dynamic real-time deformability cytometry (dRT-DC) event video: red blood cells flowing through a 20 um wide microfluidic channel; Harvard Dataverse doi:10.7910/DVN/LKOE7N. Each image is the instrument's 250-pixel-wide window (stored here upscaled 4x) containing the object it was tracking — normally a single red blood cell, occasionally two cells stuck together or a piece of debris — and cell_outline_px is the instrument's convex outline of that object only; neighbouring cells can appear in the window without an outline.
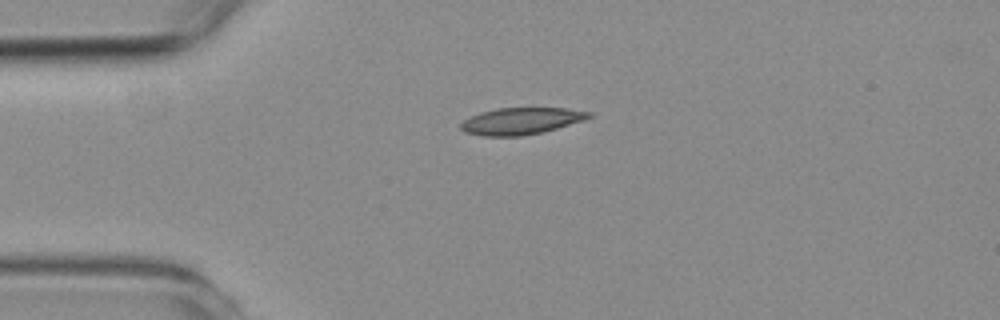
{"species": "common noctule bat (a hibernating species)", "species_latin": "Nyctalus noctula", "temperature_condition": "room temperature", "stored_images_in_passage": 45, "camera_frame_rate_fps": 3000, "um_per_image_px": 0.085, "animal": {"sex": "female", "body_mass_g": 19.3, "forearm_length_mm": 54.1}, "frame": {"image": 1, "passage_image": 1, "time_ms": 0.0, "image_size_px": [1000, 320], "cell_outline_px": [[592, 116], [584, 120], [544, 132], [520, 136], [484, 136], [464, 132], [460, 128], [460, 124], [464, 120], [480, 112], [496, 108], [564, 108], [592, 112]], "centroid_in_image_um": [44.29, 10.29], "position_along_channel_um": 40.7, "area_um2": 20.0}}
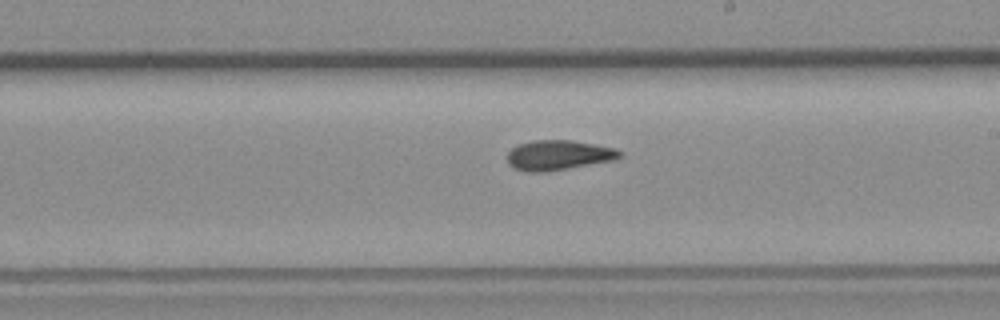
{"frame": {"image": 2, "passage_image": 20, "time_ms": 6.333, "image_size_px": [1000, 320], "cell_outline_px": [[624, 156], [612, 160], [548, 172], [528, 172], [512, 168], [508, 164], [508, 152], [512, 148], [520, 144], [532, 140], [572, 140], [616, 148], [624, 152]], "centroid_in_image_um": [47.48, 13.19], "position_along_channel_um": 241.5, "area_um2": 19.77}}
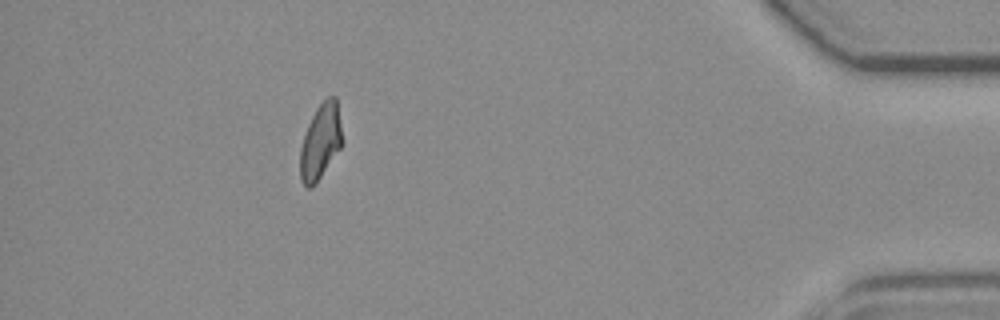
{"frame": {"image": 3, "passage_image": 39, "time_ms": 12.667, "image_size_px": [1000, 320], "cell_outline_px": [[340, 148], [312, 188], [308, 188], [300, 180], [300, 148], [308, 124], [316, 108], [328, 96], [336, 96], [340, 124]], "centroid_in_image_um": [27.21, 12.04], "position_along_channel_um": 408.0, "area_um2": 17.92}, "authors_computed_cell_mechanics": {"area_um2": 19.363, "velocity_mm_per_s": 3.5549, "shape_relaxation_time_tau1_ms": null, "shape_relaxation_time_tau2_ms": 3.399, "deformation_change_tau1": null, "deformation_change_tau2": 0.0967}}